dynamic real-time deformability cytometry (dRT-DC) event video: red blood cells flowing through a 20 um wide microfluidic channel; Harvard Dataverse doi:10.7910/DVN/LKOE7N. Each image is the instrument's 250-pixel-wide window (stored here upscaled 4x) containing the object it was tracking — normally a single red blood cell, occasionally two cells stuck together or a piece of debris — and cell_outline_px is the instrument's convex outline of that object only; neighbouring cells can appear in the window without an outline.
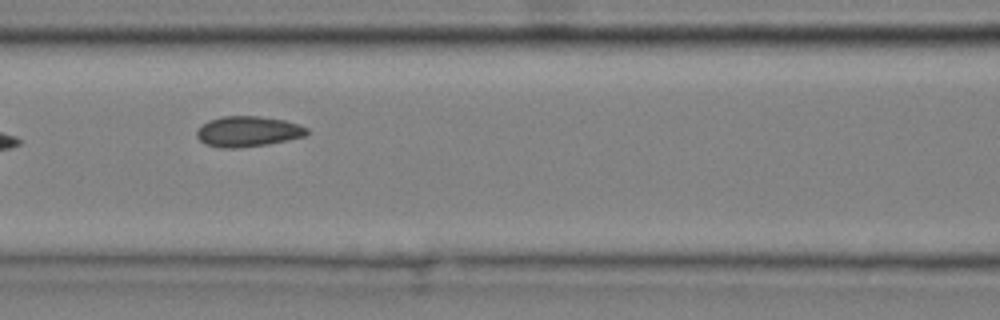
{"species": "common noctule bat (a hibernating species)", "species_latin": "Nyctalus noctula", "temperature_condition": "cold", "stored_images_in_passage": 13, "camera_frame_rate_fps": 3000, "um_per_image_px": 0.085, "animal": {"sex": "male", "body_mass_g": 20.4}, "frame": {"image": 1, "passage_image": 5, "time_ms": 1.333, "image_size_px": [1000, 320], "cell_outline_px": [[308, 132], [304, 136], [288, 140], [268, 144], [240, 148], [220, 148], [204, 144], [196, 136], [196, 132], [208, 120], [220, 116], [260, 116], [284, 120], [308, 128]], "centroid_in_image_um": [21.05, 11.18], "position_along_channel_um": 145.6, "area_um2": 19.59}}
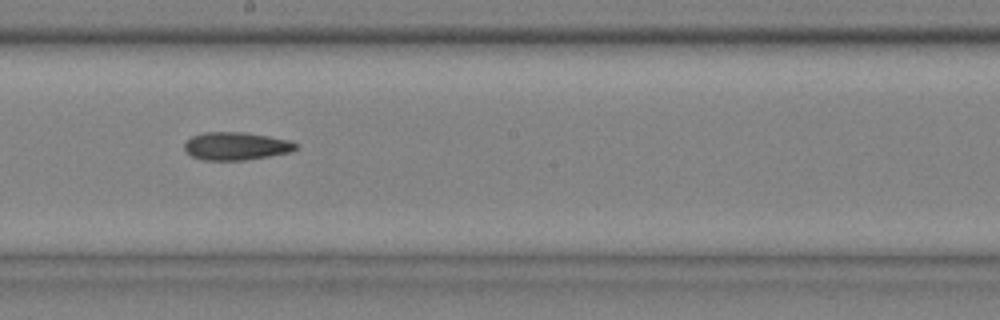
{"frame": {"image": 2, "passage_image": 8, "time_ms": 2.333, "image_size_px": [1000, 320], "cell_outline_px": [[300, 144], [292, 152], [244, 160], [204, 160], [192, 156], [184, 148], [184, 144], [192, 136], [204, 132], [244, 132], [268, 136], [288, 140]], "centroid_in_image_um": [20.09, 12.41], "position_along_channel_um": 228.1, "area_um2": 18.03}}
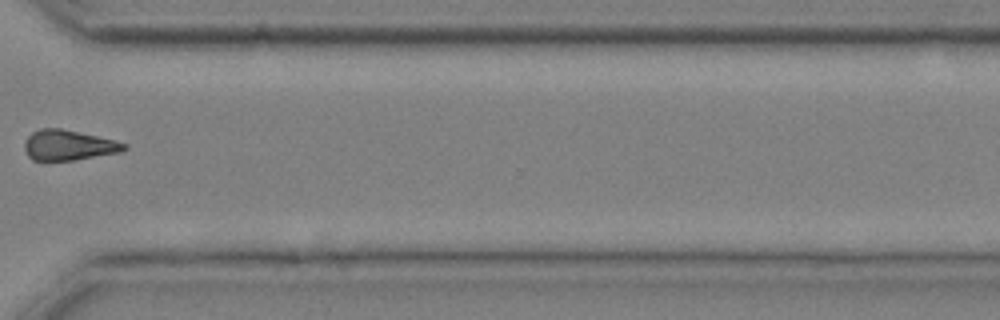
{"frame": {"image": 3, "passage_image": 11, "time_ms": 3.333, "image_size_px": [1000, 320], "cell_outline_px": [[128, 148], [120, 152], [76, 160], [32, 160], [28, 156], [24, 148], [24, 140], [32, 132], [40, 128], [60, 128], [116, 140], [128, 144]], "centroid_in_image_um": [5.83, 12.34], "position_along_channel_um": 364.8, "area_um2": 17.69}}